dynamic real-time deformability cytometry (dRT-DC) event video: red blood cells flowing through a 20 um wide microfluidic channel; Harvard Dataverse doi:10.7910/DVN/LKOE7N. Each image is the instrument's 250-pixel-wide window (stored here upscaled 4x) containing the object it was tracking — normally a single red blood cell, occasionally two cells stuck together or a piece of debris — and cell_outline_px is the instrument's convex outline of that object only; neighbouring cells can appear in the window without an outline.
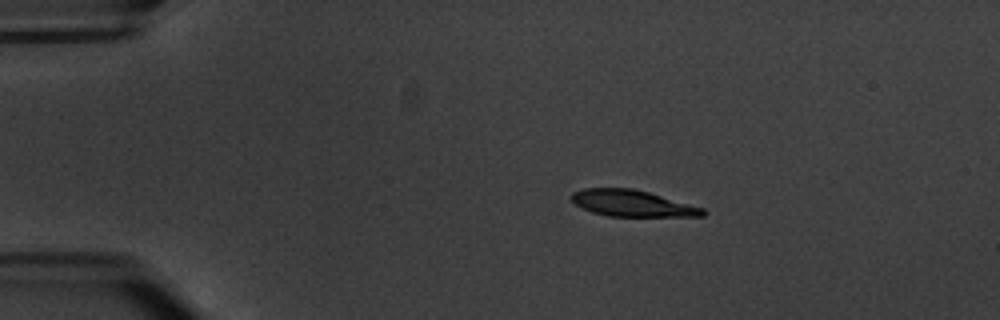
{"species": "common noctule bat (a hibernating species)", "species_latin": "Nyctalus noctula", "temperature_condition": "warm", "stored_images_in_passage": 4, "camera_frame_rate_fps": 3000, "um_per_image_px": 0.085, "animal": {"sex": "male", "body_mass_g": 20.1, "forearm_length_mm": 53.5}, "frame": {"image": 1, "passage_image": 2, "time_ms": 1.0, "image_size_px": [1000, 320], "cell_outline_px": [[708, 212], [704, 216], [608, 216], [592, 212], [576, 204], [568, 196], [572, 192], [584, 188], [632, 188], [648, 192], [704, 208]], "centroid_in_image_um": [53.73, 17.28], "position_along_channel_um": 31.3, "area_um2": 20.11}}